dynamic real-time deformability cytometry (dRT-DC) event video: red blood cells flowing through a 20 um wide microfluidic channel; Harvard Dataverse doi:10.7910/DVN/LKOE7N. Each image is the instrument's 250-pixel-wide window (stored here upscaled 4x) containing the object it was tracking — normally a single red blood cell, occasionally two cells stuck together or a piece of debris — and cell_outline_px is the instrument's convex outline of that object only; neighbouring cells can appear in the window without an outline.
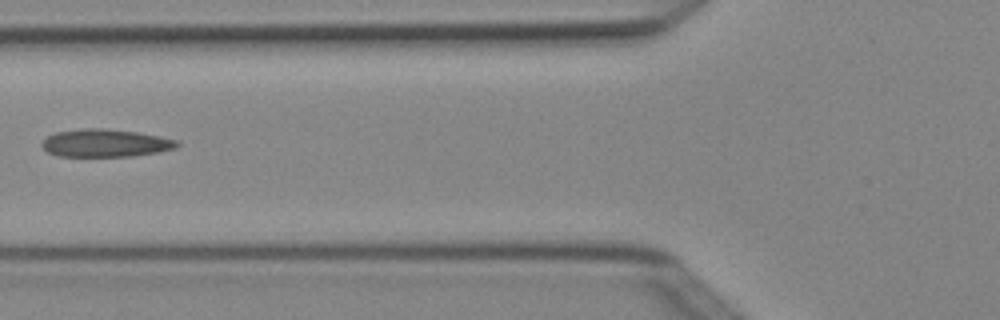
{"species": "Egyptian fruit bat (a non-hibernating species)", "species_latin": "Rousettus aegyptiacus", "temperature_condition": "cold", "stored_images_in_passage": 5, "camera_frame_rate_fps": 3000, "um_per_image_px": 0.085, "animal": {"sex": "female"}, "frame": {"image": 1, "passage_image": 4, "time_ms": 1.0, "image_size_px": [1000, 320], "cell_outline_px": [[180, 144], [176, 148], [156, 152], [132, 156], [56, 156], [48, 152], [40, 144], [48, 136], [56, 132], [84, 128], [104, 128], [136, 132], [160, 136], [180, 140]], "centroid_in_image_um": [8.98, 12.16], "position_along_channel_um": 116.8, "area_um2": 21.85}}
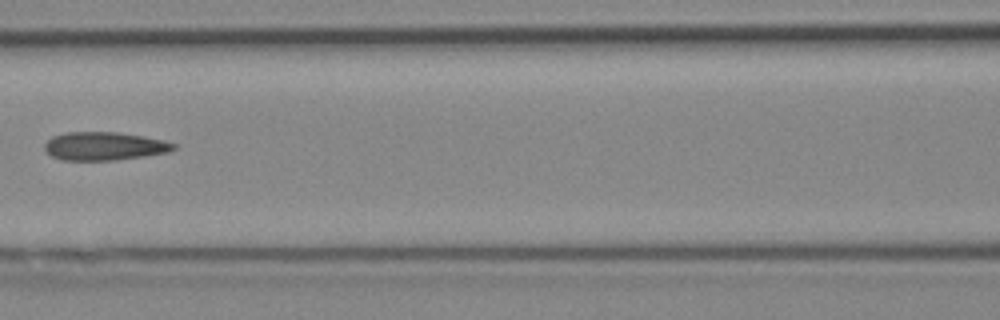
{"frame": {"image": 2, "passage_image": 5, "time_ms": 1.333, "image_size_px": [1000, 320], "cell_outline_px": [[176, 148], [168, 152], [144, 156], [116, 160], [60, 160], [52, 156], [44, 148], [44, 144], [52, 136], [64, 132], [116, 132], [144, 136], [164, 140], [176, 144]], "centroid_in_image_um": [8.86, 12.42], "position_along_channel_um": 157.7, "area_um2": 21.33}}